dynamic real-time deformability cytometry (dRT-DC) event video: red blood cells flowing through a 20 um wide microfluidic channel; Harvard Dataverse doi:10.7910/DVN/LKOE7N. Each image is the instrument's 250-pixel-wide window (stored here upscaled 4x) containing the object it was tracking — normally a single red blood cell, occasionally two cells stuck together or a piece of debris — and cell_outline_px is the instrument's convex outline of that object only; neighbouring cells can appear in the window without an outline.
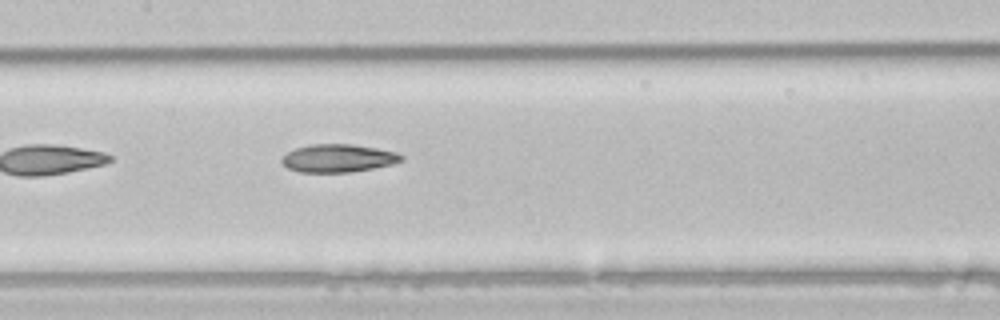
{"species": "common noctule bat (a hibernating species)", "species_latin": "Nyctalus noctula", "temperature_condition": "room temperature", "stored_images_in_passage": 5, "camera_frame_rate_fps": 3000, "um_per_image_px": 0.085, "animal": {"sex": "male", "body_mass_g": 21.5, "forearm_length_mm": 52.0}, "frame": {"image": 1, "passage_image": 5, "time_ms": 1.333, "image_size_px": [1000, 320], "cell_outline_px": [[404, 160], [392, 164], [372, 168], [348, 172], [300, 172], [288, 168], [280, 160], [288, 152], [296, 148], [308, 144], [352, 144], [376, 148], [396, 152], [404, 156]], "centroid_in_image_um": [28.75, 13.44], "position_along_channel_um": 178.6, "area_um2": 19.36}}